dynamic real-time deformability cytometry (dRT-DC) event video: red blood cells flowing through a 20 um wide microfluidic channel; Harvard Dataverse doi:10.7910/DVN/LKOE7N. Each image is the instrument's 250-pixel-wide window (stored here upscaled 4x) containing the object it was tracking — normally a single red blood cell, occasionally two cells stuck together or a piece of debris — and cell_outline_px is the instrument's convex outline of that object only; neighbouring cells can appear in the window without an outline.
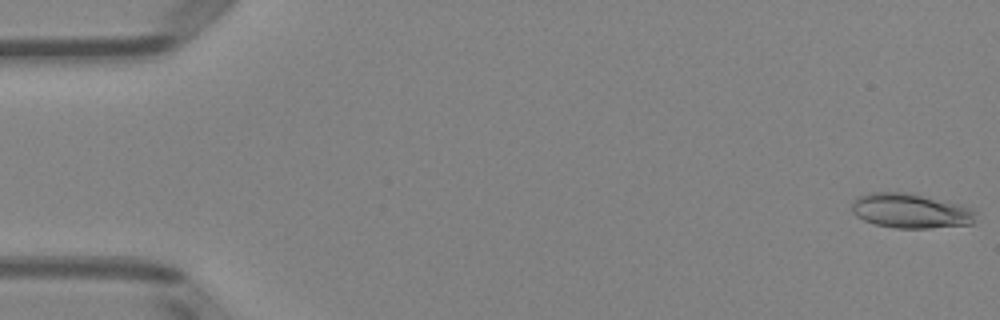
{"species": "Egyptian fruit bat (a non-hibernating species)", "species_latin": "Rousettus aegyptiacus", "temperature_condition": "room temperature", "stored_images_in_passage": 51, "camera_frame_rate_fps": 3000, "um_per_image_px": 0.085, "animal": {"sex": "female"}, "frame": {"image": 1, "passage_image": 1, "time_ms": 0.0, "image_size_px": [1000, 320], "cell_outline_px": [[976, 212], [972, 224], [928, 228], [896, 228], [876, 224], [864, 220], [856, 216], [852, 212], [852, 200], [860, 196], [872, 192], [908, 192], [960, 204], [972, 208]], "centroid_in_image_um": [77.39, 17.91], "position_along_channel_um": 7.6, "area_um2": 25.03}}
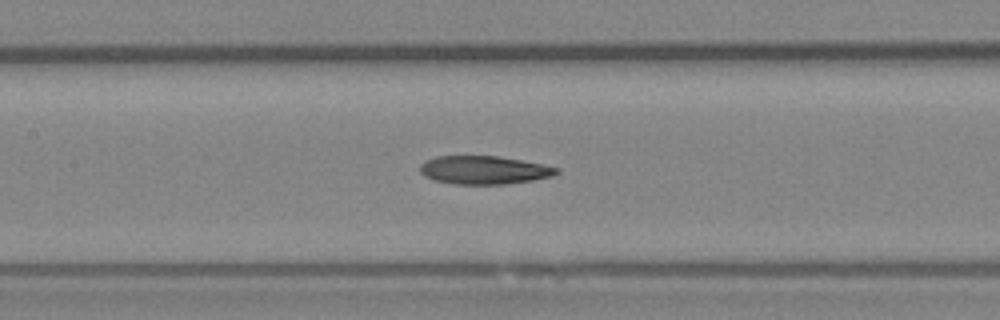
{"frame": {"image": 2, "passage_image": 24, "time_ms": 7.667, "image_size_px": [1000, 320], "cell_outline_px": [[560, 172], [552, 176], [532, 180], [504, 184], [456, 184], [436, 180], [424, 176], [420, 172], [420, 164], [424, 160], [436, 156], [500, 156], [544, 164], [560, 168]], "centroid_in_image_um": [41.15, 14.44], "position_along_channel_um": 166.2, "area_um2": 22.6}}
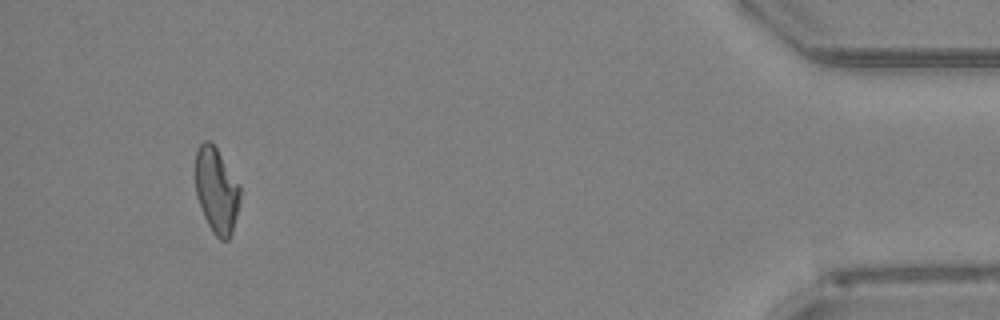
{"frame": {"image": 3, "passage_image": 48, "time_ms": 15.667, "image_size_px": [1000, 320], "cell_outline_px": [[240, 200], [232, 232], [228, 240], [220, 240], [212, 232], [204, 216], [196, 196], [196, 152], [200, 144], [204, 140], [208, 140], [216, 148], [240, 184]], "centroid_in_image_um": [18.41, 16.2], "position_along_channel_um": 416.8, "area_um2": 22.14}, "authors_computed_cell_mechanics": {"area_um2": 23.0044, "velocity_mm_per_s": 3.9912, "shape_relaxation_time_tau1_ms": null, "shape_relaxation_time_tau2_ms": 3.7751, "deformation_change_tau1": null, "deformation_change_tau2": 0.1128}}